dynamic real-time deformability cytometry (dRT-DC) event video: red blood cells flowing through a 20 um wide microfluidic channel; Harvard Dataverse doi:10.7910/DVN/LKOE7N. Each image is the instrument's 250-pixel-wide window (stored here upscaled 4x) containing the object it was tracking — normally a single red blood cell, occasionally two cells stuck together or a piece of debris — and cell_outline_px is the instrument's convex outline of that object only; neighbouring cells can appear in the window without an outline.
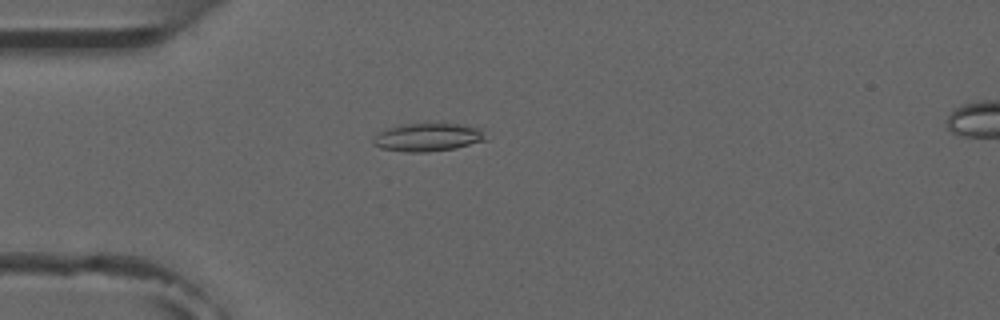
{"species": "common noctule bat (a hibernating species)", "species_latin": "Nyctalus noctula", "temperature_condition": "room temperature", "stored_images_in_passage": 6, "camera_frame_rate_fps": 3000, "um_per_image_px": 0.085, "animal": {"sex": "male", "forearm_length_mm": 52.5}, "frame": {"image": 1, "passage_image": 5, "time_ms": 4.667, "image_size_px": [1000, 320], "cell_outline_px": [[488, 140], [456, 148], [428, 152], [404, 152], [380, 148], [372, 144], [372, 140], [380, 132], [388, 128], [400, 124], [456, 124], [484, 128]], "centroid_in_image_um": [36.41, 11.67], "position_along_channel_um": 48.6, "area_um2": 18.61}}